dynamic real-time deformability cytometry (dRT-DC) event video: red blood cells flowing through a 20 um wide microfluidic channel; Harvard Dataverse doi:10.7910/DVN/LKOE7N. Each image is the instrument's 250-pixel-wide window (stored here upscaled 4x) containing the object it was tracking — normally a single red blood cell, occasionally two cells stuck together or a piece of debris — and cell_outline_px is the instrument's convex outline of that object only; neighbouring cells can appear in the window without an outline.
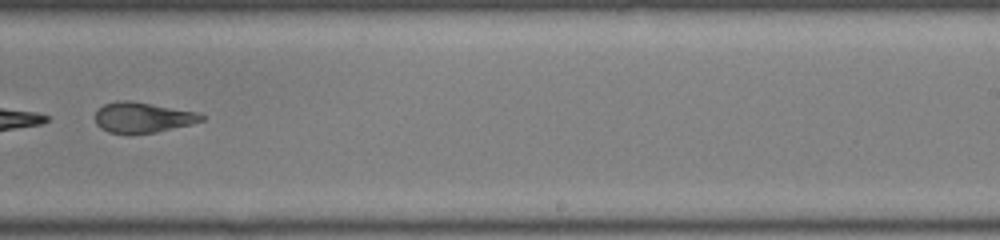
{"species": "common noctule bat (a hibernating species)", "species_latin": "Nyctalus noctula", "temperature_condition": "room temperature", "stored_images_in_passage": 33, "camera_frame_rate_fps": 3000, "um_per_image_px": 0.085, "animal": {"sex": "male", "body_mass_g": 19.0, "forearm_length_mm": 50.8}, "frame": {"image": 1, "passage_image": 19, "time_ms": 6.0, "image_size_px": [1000, 240], "cell_outline_px": [[204, 120], [156, 132], [128, 136], [108, 132], [100, 128], [96, 124], [96, 112], [104, 104], [116, 100], [132, 100], [196, 112], [204, 116]], "centroid_in_image_um": [12.05, 10.0], "position_along_channel_um": 276.9, "area_um2": 19.07}}